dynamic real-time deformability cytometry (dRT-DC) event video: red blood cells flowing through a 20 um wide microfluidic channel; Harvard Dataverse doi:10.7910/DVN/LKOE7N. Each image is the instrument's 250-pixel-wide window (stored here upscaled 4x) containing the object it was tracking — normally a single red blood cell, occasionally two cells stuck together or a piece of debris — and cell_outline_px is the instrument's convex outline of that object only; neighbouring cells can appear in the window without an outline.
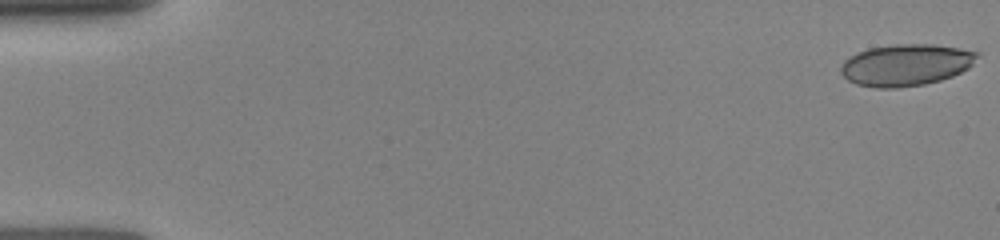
{"species": "human", "species_latin": "Homo sapiens", "temperature_condition": "room temperature", "stored_images_in_passage": 18, "camera_frame_rate_fps": 3000, "um_per_image_px": 0.085, "donor": {"sex": "female"}, "frame": {"image": 1, "passage_image": 1, "time_ms": 0.0, "image_size_px": [1000, 240], "cell_outline_px": [[980, 56], [968, 68], [952, 76], [940, 80], [924, 84], [896, 88], [876, 88], [856, 84], [848, 80], [840, 72], [840, 68], [844, 60], [868, 48], [892, 44], [932, 44], [960, 48], [980, 52]], "centroid_in_image_um": [77.02, 5.51], "position_along_channel_um": 8.0, "area_um2": 33.18}}
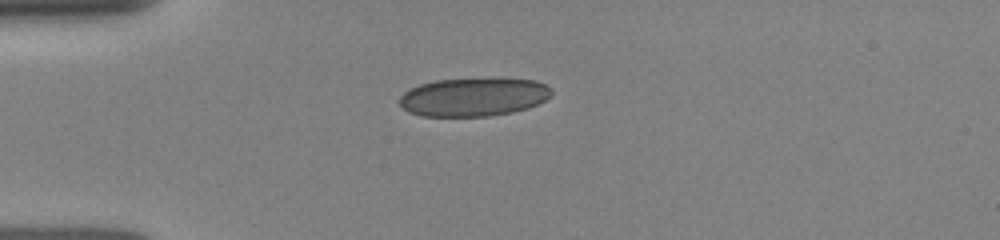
{"frame": {"image": 2, "passage_image": 11, "time_ms": 4.0, "image_size_px": [1000, 240], "cell_outline_px": [[552, 96], [528, 108], [512, 112], [488, 116], [424, 116], [408, 112], [400, 104], [400, 96], [404, 92], [420, 84], [436, 80], [492, 76], [500, 76], [536, 80], [552, 88]], "centroid_in_image_um": [40.31, 8.2], "position_along_channel_um": 44.7, "area_um2": 34.91}}
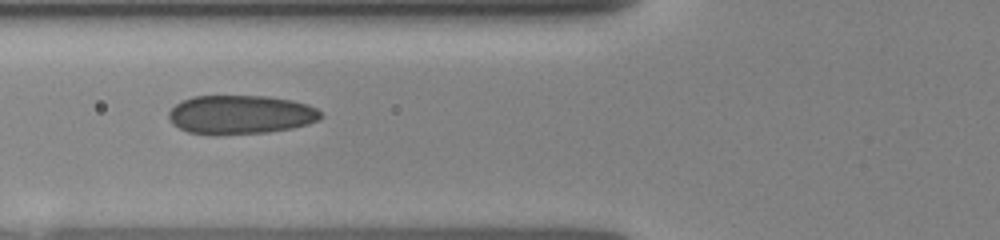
{"frame": {"image": 3, "passage_image": 16, "time_ms": 6.0, "image_size_px": [1000, 240], "cell_outline_px": [[324, 116], [320, 120], [308, 124], [292, 128], [268, 132], [216, 136], [188, 132], [172, 124], [168, 116], [168, 112], [176, 104], [192, 96], [268, 96], [292, 100], [308, 104], [316, 108]], "centroid_in_image_um": [20.46, 9.76], "position_along_channel_um": 105.3, "area_um2": 34.91}}